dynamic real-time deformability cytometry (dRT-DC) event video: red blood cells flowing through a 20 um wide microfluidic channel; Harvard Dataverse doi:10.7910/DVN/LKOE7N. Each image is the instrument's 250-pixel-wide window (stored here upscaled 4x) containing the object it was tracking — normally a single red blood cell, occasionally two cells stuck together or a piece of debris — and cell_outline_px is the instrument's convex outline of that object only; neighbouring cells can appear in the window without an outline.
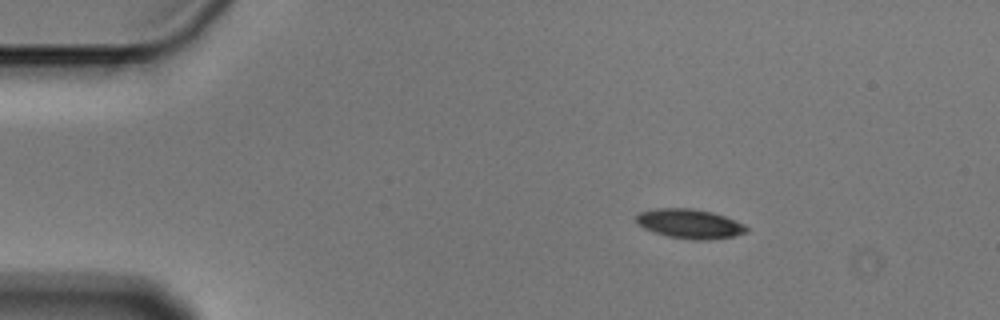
{"species": "Egyptian fruit bat (a non-hibernating species)", "species_latin": "Rousettus aegyptiacus", "temperature_condition": "cold", "stored_images_in_passage": 2, "camera_frame_rate_fps": 3000, "um_per_image_px": 0.085, "animal": {"sex": "male"}, "frame": {"image": 1, "passage_image": 1, "time_ms": 0.0, "image_size_px": [1000, 320], "cell_outline_px": [[748, 232], [732, 236], [708, 240], [692, 240], [668, 236], [652, 232], [636, 224], [636, 216], [640, 212], [656, 208], [692, 208], [712, 212], [724, 216], [744, 224], [748, 228]], "centroid_in_image_um": [58.6, 19.02], "position_along_channel_um": 26.4, "area_um2": 18.96}}